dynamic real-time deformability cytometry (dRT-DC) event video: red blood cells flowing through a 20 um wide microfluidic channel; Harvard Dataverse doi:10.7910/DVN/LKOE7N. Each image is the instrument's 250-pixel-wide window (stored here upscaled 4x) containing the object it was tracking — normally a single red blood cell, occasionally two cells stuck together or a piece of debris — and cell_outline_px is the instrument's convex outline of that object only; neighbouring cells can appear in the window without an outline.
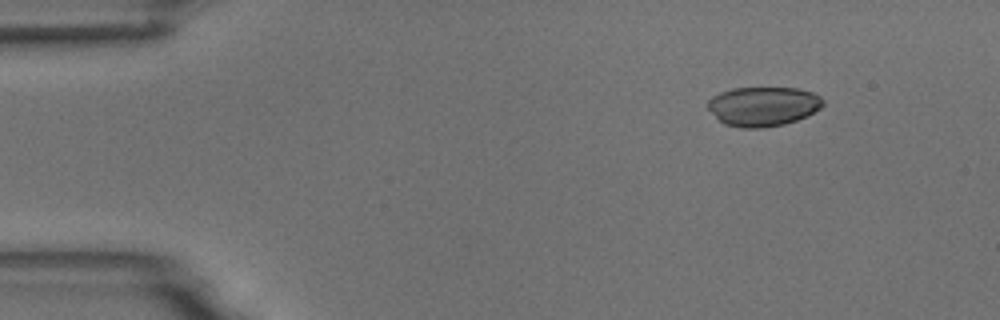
{"species": "common noctule bat (a hibernating species)", "species_latin": "Nyctalus noctula", "temperature_condition": "room temperature", "stored_images_in_passage": 4, "camera_frame_rate_fps": 3000, "um_per_image_px": 0.085, "animal": {"sex": "male", "body_mass_g": 18.8}, "frame": {"image": 1, "passage_image": 2, "time_ms": 1.333, "image_size_px": [1000, 320], "cell_outline_px": [[824, 104], [820, 108], [808, 116], [784, 124], [764, 128], [744, 128], [724, 124], [708, 108], [708, 100], [712, 96], [720, 92], [732, 88], [796, 88], [812, 92], [820, 96], [824, 100]], "centroid_in_image_um": [64.88, 9.04], "position_along_channel_um": 20.1, "area_um2": 26.47}}
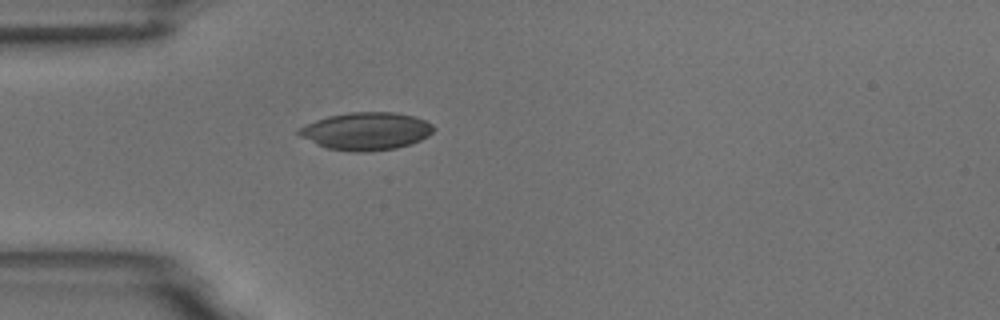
{"frame": {"image": 2, "passage_image": 4, "time_ms": 4.333, "image_size_px": [1000, 320], "cell_outline_px": [[436, 128], [428, 136], [420, 140], [396, 148], [368, 152], [352, 152], [328, 148], [316, 144], [300, 136], [296, 132], [296, 128], [316, 120], [328, 116], [348, 112], [396, 112], [412, 116], [424, 120], [432, 124]], "centroid_in_image_um": [31.1, 11.14], "position_along_channel_um": 53.9, "area_um2": 29.65}}